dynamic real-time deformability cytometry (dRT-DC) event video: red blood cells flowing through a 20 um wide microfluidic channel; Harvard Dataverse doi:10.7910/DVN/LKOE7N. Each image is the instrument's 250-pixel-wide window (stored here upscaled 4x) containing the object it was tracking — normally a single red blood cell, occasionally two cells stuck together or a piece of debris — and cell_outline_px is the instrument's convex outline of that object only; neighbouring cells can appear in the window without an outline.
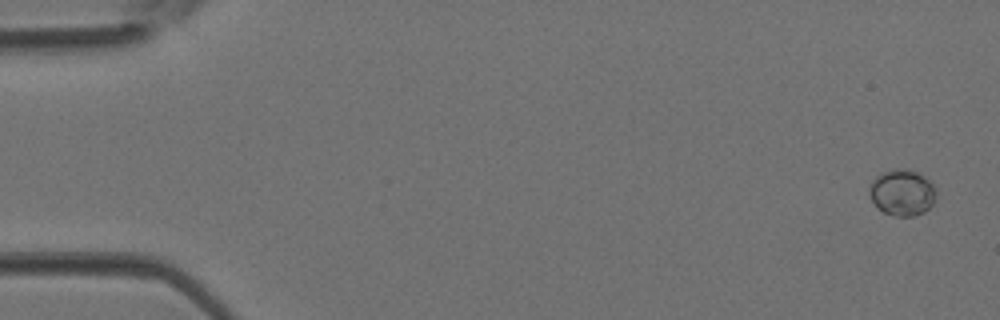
{"species": "Egyptian fruit bat (a non-hibernating species)", "species_latin": "Rousettus aegyptiacus", "temperature_condition": "room temperature", "stored_images_in_passage": 40, "camera_frame_rate_fps": 3000, "um_per_image_px": 0.085, "animal": {"sex": "female"}, "frame": {"image": 1, "passage_image": 1, "time_ms": 0.0, "image_size_px": [1000, 320], "cell_outline_px": [[936, 196], [932, 204], [924, 212], [912, 216], [896, 216], [884, 212], [872, 200], [868, 192], [868, 188], [872, 180], [880, 172], [892, 168], [904, 168], [916, 172], [924, 176], [936, 188]], "centroid_in_image_um": [76.67, 16.34], "position_along_channel_um": 8.3, "area_um2": 18.03}}
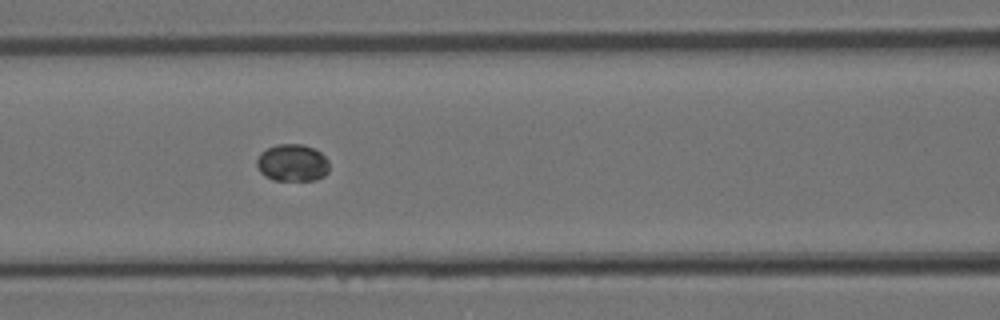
{"frame": {"image": 2, "passage_image": 18, "time_ms": 5.667, "image_size_px": [1000, 320], "cell_outline_px": [[328, 172], [324, 176], [316, 180], [272, 180], [264, 176], [256, 168], [256, 160], [260, 152], [276, 144], [300, 144], [316, 148], [328, 160]], "centroid_in_image_um": [24.83, 13.84], "position_along_channel_um": 141.8, "area_um2": 15.95}}
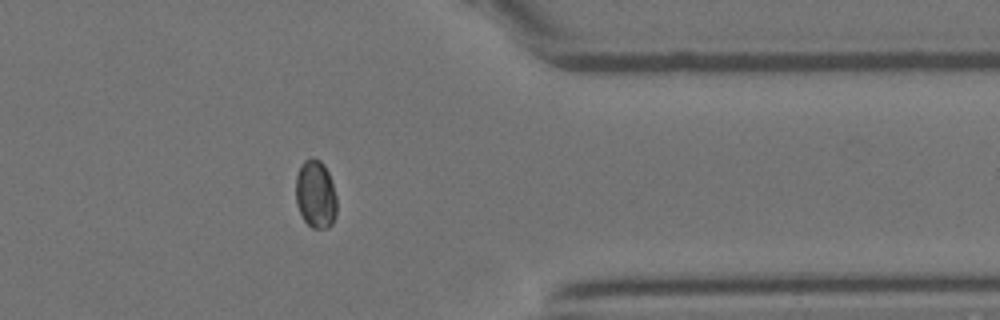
{"frame": {"image": 3, "passage_image": 34, "time_ms": 11.0, "image_size_px": [1000, 320], "cell_outline_px": [[336, 216], [332, 224], [328, 228], [312, 228], [304, 220], [296, 204], [296, 176], [304, 160], [312, 156], [320, 160], [324, 164], [328, 172], [336, 196]], "centroid_in_image_um": [26.83, 16.51], "position_along_channel_um": 384.6, "area_um2": 16.3}}